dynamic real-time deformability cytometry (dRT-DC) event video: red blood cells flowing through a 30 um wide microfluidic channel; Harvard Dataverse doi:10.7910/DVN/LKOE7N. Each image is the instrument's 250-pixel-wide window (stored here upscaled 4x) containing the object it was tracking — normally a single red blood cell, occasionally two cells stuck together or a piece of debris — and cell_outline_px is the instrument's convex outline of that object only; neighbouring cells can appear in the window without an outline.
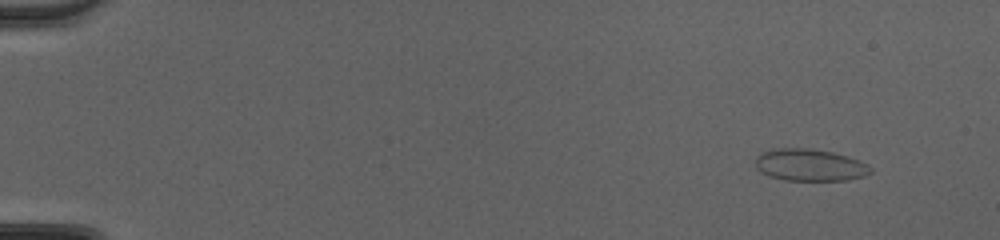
{"species": "common noctule bat (a hibernating species)", "species_latin": "Nyctalus noctula", "temperature_condition": "cold", "stored_images_in_passage": 47, "camera_frame_rate_fps": 3000, "um_per_image_px": 0.085, "animal": {"sex": "female", "body_mass_g": 20.0, "forearm_length_mm": 54.0}, "frame": {"image": 1, "passage_image": 1, "time_ms": 0.0, "image_size_px": [1000, 240], "cell_outline_px": [[872, 172], [864, 176], [848, 180], [784, 180], [768, 176], [756, 168], [756, 156], [760, 152], [780, 148], [808, 148], [832, 152], [848, 156], [868, 164], [872, 168]], "centroid_in_image_um": [68.84, 14.03], "position_along_channel_um": 16.2, "area_um2": 21.56}}
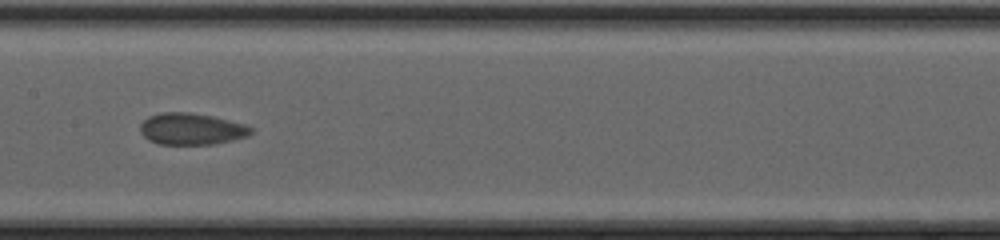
{"frame": {"image": 2, "passage_image": 24, "time_ms": 7.667, "image_size_px": [1000, 240], "cell_outline_px": [[252, 132], [248, 136], [216, 144], [160, 144], [148, 140], [140, 132], [140, 124], [148, 116], [160, 112], [188, 112], [212, 116], [244, 124], [252, 128]], "centroid_in_image_um": [16.25, 10.96], "position_along_channel_um": 191.2, "area_um2": 20.4}}
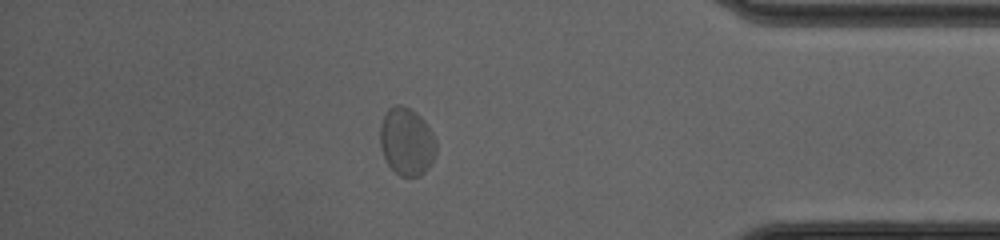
{"frame": {"image": 3, "passage_image": 41, "time_ms": 13.333, "image_size_px": [1000, 240], "cell_outline_px": [[436, 152], [428, 168], [420, 176], [400, 176], [388, 164], [380, 148], [380, 124], [388, 108], [392, 104], [400, 104], [416, 112], [424, 120], [432, 132], [436, 140]], "centroid_in_image_um": [34.56, 12.01], "position_along_channel_um": 400.6, "area_um2": 22.2}, "authors_computed_cell_mechanics": {"area_um2": 20.1722, "velocity_mm_per_s": 4.1778, "shape_relaxation_time_tau1_ms": 3.5872, "shape_relaxation_time_tau2_ms": 1.1907, "deformation_change_tau1": 0.0529, "deformation_change_tau2": 0.0597}}